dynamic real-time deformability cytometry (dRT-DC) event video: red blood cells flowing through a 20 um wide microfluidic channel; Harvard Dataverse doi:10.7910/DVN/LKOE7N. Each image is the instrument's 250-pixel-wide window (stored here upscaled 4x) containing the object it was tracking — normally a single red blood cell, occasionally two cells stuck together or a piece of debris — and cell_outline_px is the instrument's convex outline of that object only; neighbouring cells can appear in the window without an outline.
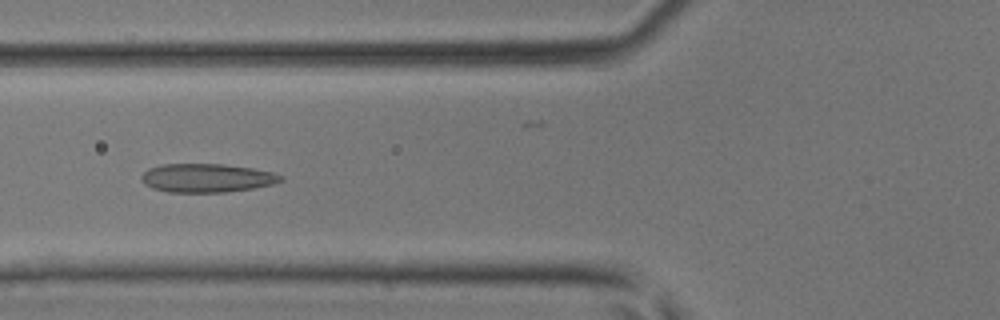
{"species": "common noctule bat (a hibernating species)", "species_latin": "Nyctalus noctula", "temperature_condition": "room temperature", "stored_images_in_passage": 47, "camera_frame_rate_fps": 3000, "um_per_image_px": 0.085, "animal": {"sex": "male", "body_mass_g": 17.9, "forearm_length_mm": 54.2}, "frame": {"image": 1, "passage_image": 18, "time_ms": 5.667, "image_size_px": [1000, 320], "cell_outline_px": [[284, 180], [272, 184], [252, 188], [224, 192], [168, 192], [152, 188], [144, 184], [140, 180], [140, 176], [148, 168], [164, 164], [220, 164], [252, 168], [272, 172], [284, 176]], "centroid_in_image_um": [17.55, 15.13], "position_along_channel_um": 108.3, "area_um2": 23.24}}
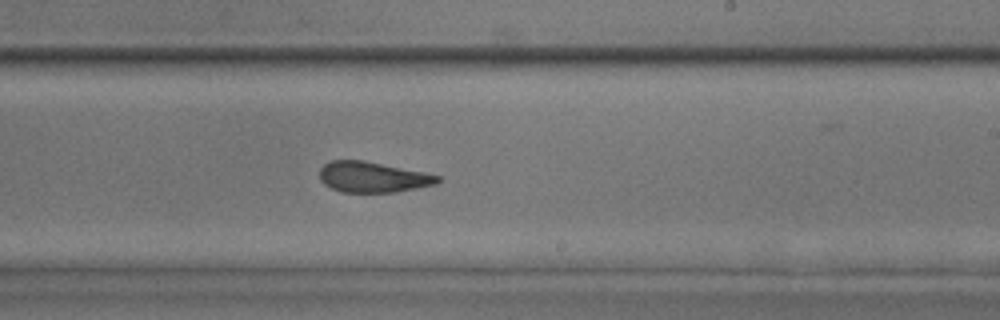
{"frame": {"image": 2, "passage_image": 28, "time_ms": 9.0, "image_size_px": [1000, 320], "cell_outline_px": [[440, 180], [436, 184], [396, 192], [340, 192], [324, 184], [320, 180], [320, 168], [328, 160], [364, 160], [424, 172], [440, 176]], "centroid_in_image_um": [31.66, 15.04], "position_along_channel_um": 257.3, "area_um2": 21.1}}
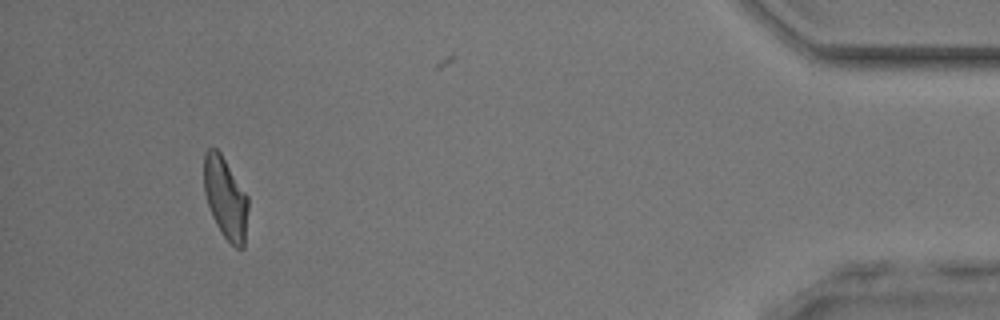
{"frame": {"image": 3, "passage_image": 43, "time_ms": 14.0, "image_size_px": [1000, 320], "cell_outline_px": [[248, 208], [244, 248], [236, 248], [224, 236], [216, 224], [212, 216], [204, 192], [204, 152], [208, 148], [216, 148], [220, 152], [248, 196]], "centroid_in_image_um": [19.17, 16.82], "position_along_channel_um": 416.0, "area_um2": 20.92}}